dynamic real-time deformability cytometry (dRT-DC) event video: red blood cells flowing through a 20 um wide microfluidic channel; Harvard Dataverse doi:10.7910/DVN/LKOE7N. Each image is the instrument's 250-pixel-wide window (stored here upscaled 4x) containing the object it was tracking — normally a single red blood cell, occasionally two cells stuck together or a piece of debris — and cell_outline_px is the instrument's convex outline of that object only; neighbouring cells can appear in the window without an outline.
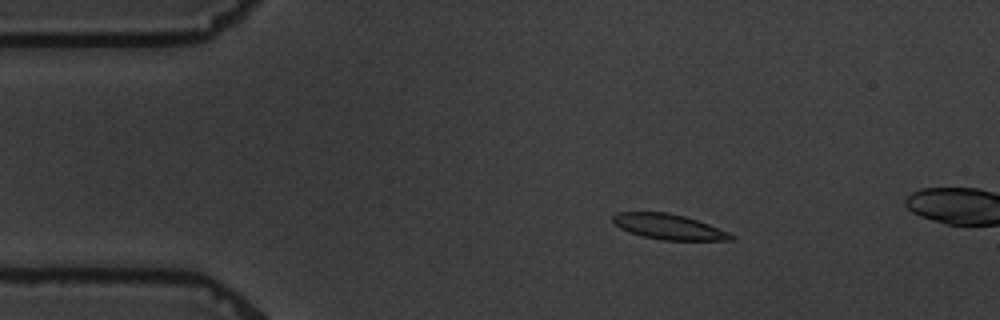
{"species": "common noctule bat (a hibernating species)", "species_latin": "Nyctalus noctula", "temperature_condition": "warm", "stored_images_in_passage": 5, "camera_frame_rate_fps": 3000, "um_per_image_px": 0.085, "animal": {"sex": "male", "body_mass_g": 19.5, "forearm_length_mm": 54.6}, "frame": {"image": 1, "passage_image": 3, "time_ms": 2.667, "image_size_px": [1000, 320], "cell_outline_px": [[736, 240], [664, 240], [640, 236], [628, 232], [620, 228], [612, 220], [612, 216], [616, 212], [668, 212], [684, 216], [708, 224], [728, 232], [736, 236]], "centroid_in_image_um": [56.83, 19.28], "position_along_channel_um": 28.2, "area_um2": 17.46}}